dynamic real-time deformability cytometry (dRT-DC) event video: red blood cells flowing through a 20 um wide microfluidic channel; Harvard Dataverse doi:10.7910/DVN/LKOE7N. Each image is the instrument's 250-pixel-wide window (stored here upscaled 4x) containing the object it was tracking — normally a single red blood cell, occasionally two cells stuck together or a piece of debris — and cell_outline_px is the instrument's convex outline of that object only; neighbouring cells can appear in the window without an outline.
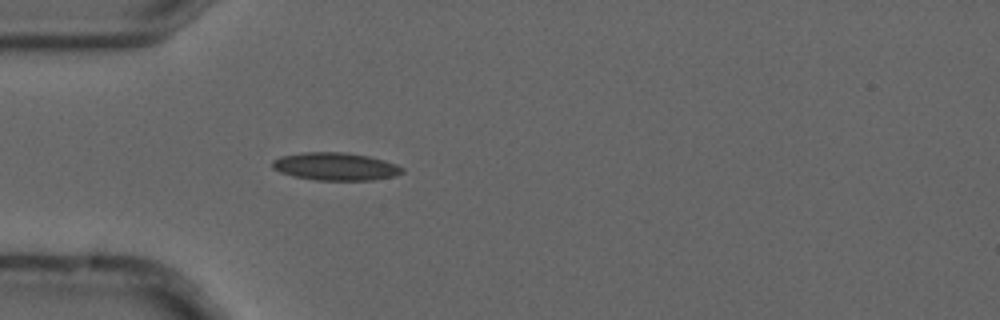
{"species": "common noctule bat (a hibernating species)", "species_latin": "Nyctalus noctula", "temperature_condition": "cold", "stored_images_in_passage": 1, "camera_frame_rate_fps": 3000, "um_per_image_px": 0.085, "animal": {"sex": "male", "forearm_length_mm": 52.5}, "frame": {"image": 1, "passage_image": 1, "time_ms": 0.0, "image_size_px": [1000, 320], "cell_outline_px": [[404, 172], [396, 176], [372, 180], [316, 180], [292, 176], [280, 172], [272, 168], [272, 160], [280, 156], [304, 152], [344, 152], [368, 156], [384, 160], [396, 164], [404, 168]], "centroid_in_image_um": [28.51, 14.15], "position_along_channel_um": 56.5, "area_um2": 21.15}}